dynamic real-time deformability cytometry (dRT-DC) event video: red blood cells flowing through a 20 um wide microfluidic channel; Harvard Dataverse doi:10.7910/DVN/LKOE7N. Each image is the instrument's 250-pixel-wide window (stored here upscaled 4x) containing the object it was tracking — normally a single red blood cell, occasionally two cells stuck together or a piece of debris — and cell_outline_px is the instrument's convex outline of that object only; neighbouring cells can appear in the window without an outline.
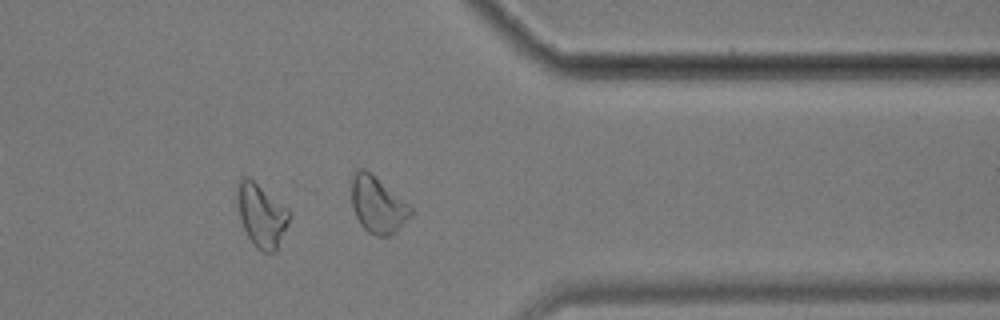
{"species": "common noctule bat (a hibernating species)", "species_latin": "Nyctalus noctula", "temperature_condition": "cold", "stored_images_in_passage": 40, "camera_frame_rate_fps": 3000, "um_per_image_px": 0.085, "animal": {"sex": "male", "body_mass_g": 17.9}, "frame": {"image": 1, "passage_image": 29, "time_ms": 9.333, "image_size_px": [1000, 320], "cell_outline_px": [[292, 212], [288, 224], [276, 252], [264, 252], [256, 248], [248, 236], [240, 220], [236, 204], [236, 184], [240, 176], [248, 176], [288, 208]], "centroid_in_image_um": [22.2, 18.26], "position_along_channel_um": 389.2, "area_um2": 19.59}}
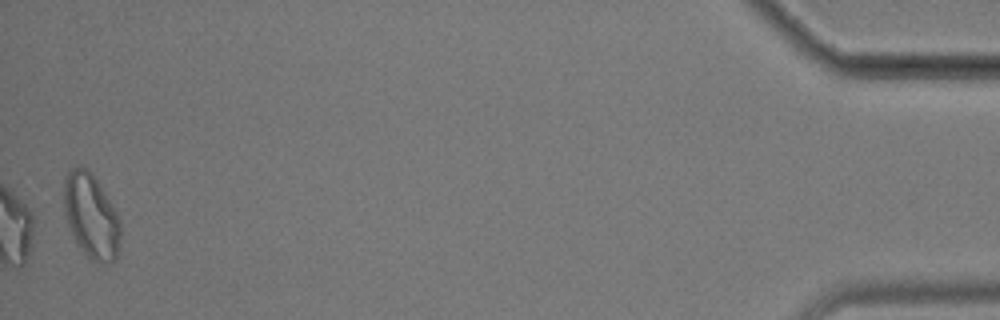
{"frame": {"image": 2, "passage_image": 40, "time_ms": 13.0, "image_size_px": [1000, 320], "cell_outline_px": [[120, 240], [116, 256], [108, 264], [92, 260], [76, 244], [68, 224], [64, 208], [64, 180], [68, 172], [72, 168], [80, 164], [88, 168], [92, 172], [112, 204], [116, 212], [120, 224]], "centroid_in_image_um": [7.73, 18.32], "position_along_channel_um": 427.5, "area_um2": 27.8}, "authors_computed_cell_mechanics": {"area_um2": 17.6001, "velocity_mm_per_s": 3.5262, "shape_relaxation_time_tau1_ms": 5.2371, "shape_relaxation_time_tau2_ms": null, "deformation_change_tau1": 0.1126, "deformation_change_tau2": null}}